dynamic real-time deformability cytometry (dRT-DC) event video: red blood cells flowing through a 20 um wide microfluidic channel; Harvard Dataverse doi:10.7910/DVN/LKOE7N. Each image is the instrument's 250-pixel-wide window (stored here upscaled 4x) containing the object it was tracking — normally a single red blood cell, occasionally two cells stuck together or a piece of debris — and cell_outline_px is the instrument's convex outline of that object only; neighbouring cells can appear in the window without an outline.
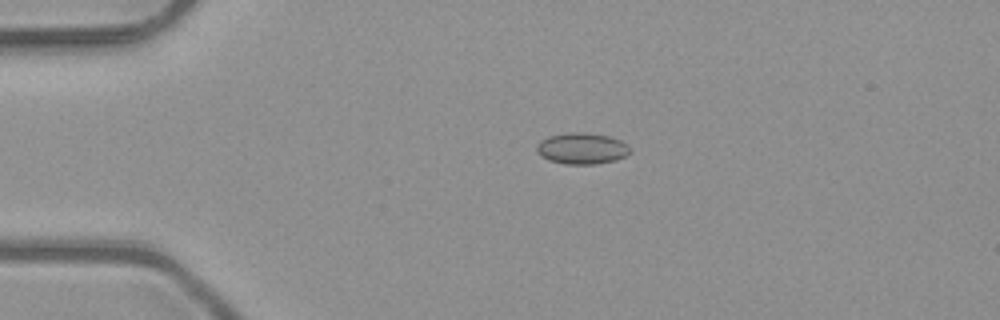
{"species": "common noctule bat (a hibernating species)", "species_latin": "Nyctalus noctula", "temperature_condition": "room temperature", "stored_images_in_passage": 3, "camera_frame_rate_fps": 3000, "um_per_image_px": 0.085, "animal": {"sex": "male", "body_mass_g": 23.1, "forearm_length_mm": 52.7}, "frame": {"image": 1, "passage_image": 2, "time_ms": 0.333, "image_size_px": [1000, 320], "cell_outline_px": [[628, 152], [624, 156], [616, 160], [592, 164], [564, 164], [548, 160], [540, 156], [536, 152], [536, 144], [540, 140], [548, 136], [564, 132], [584, 132], [608, 136], [620, 140], [628, 148]], "centroid_in_image_um": [49.36, 12.61], "position_along_channel_um": 35.6, "area_um2": 16.99}}